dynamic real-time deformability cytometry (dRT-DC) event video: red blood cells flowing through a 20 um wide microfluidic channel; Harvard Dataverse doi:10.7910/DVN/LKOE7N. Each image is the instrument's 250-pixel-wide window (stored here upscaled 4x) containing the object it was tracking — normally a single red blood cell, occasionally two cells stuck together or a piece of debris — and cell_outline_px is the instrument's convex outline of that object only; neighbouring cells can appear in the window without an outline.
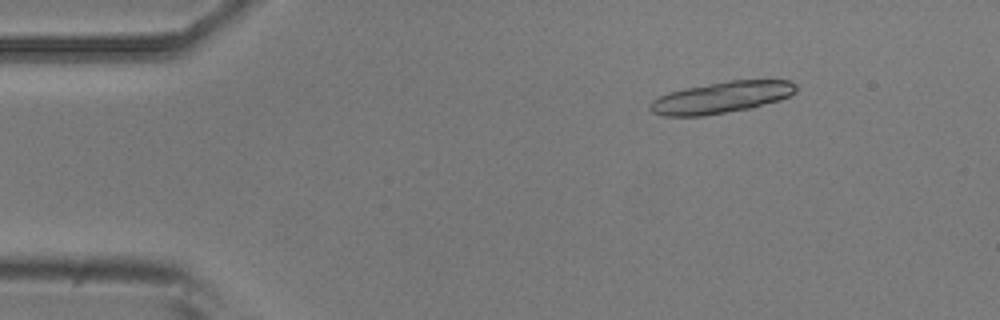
{"species": "common noctule bat (a hibernating species)", "species_latin": "Nyctalus noctula", "temperature_condition": "room temperature", "stored_images_in_passage": 7, "segment_of_instrument_passage": [1, 2], "camera_frame_rate_fps": 3000, "um_per_image_px": 0.085, "animal": {"sex": "male", "body_mass_g": 20.5, "forearm_length_mm": 52.5}, "frame": {"image": 1, "passage_image": 3, "time_ms": 2.333, "image_size_px": [1000, 320], "cell_outline_px": [[796, 92], [780, 100], [752, 108], [704, 116], [664, 116], [652, 112], [648, 108], [648, 104], [652, 100], [668, 92], [684, 88], [732, 80], [788, 80], [796, 84]], "centroid_in_image_um": [61.3, 8.29], "position_along_channel_um": 23.7, "area_um2": 26.88}}